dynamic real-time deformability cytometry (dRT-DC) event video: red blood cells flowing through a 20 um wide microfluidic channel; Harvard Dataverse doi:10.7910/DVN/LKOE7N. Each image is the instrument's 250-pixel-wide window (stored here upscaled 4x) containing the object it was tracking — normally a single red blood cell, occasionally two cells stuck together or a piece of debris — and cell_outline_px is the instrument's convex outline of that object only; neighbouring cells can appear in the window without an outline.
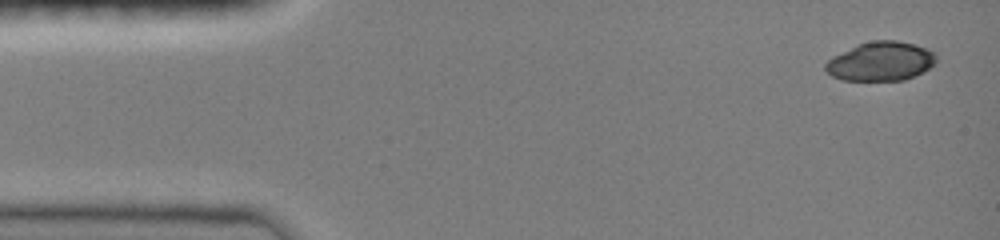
{"species": "common noctule bat (a hibernating species)", "species_latin": "Nyctalus noctula", "temperature_condition": "room temperature", "stored_images_in_passage": 7, "camera_frame_rate_fps": 3000, "um_per_image_px": 0.085, "animal": {"sex": "female", "body_mass_g": 19.0, "forearm_length_mm": 51.5}, "frame": {"image": 1, "passage_image": 1, "time_ms": 0.0, "image_size_px": [1000, 240], "cell_outline_px": [[936, 60], [928, 68], [904, 80], [844, 80], [832, 76], [824, 68], [824, 64], [832, 56], [856, 44], [872, 40], [896, 40], [912, 44], [936, 52]], "centroid_in_image_um": [74.81, 5.2], "position_along_channel_um": 10.2, "area_um2": 25.03}}
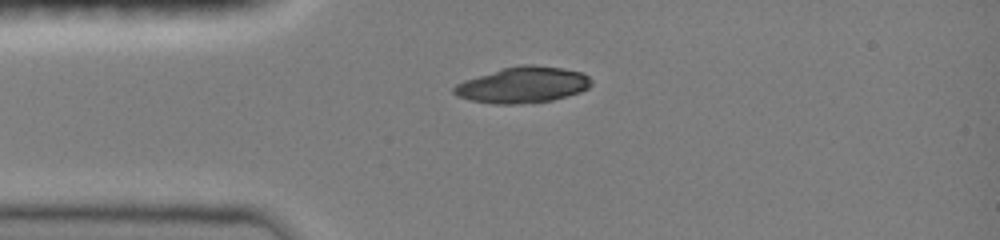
{"frame": {"image": 2, "passage_image": 6, "time_ms": 3.0, "image_size_px": [1000, 240], "cell_outline_px": [[592, 84], [588, 88], [580, 92], [552, 100], [520, 104], [492, 104], [468, 100], [456, 96], [452, 92], [452, 88], [456, 84], [464, 80], [504, 68], [520, 64], [532, 64], [564, 68], [580, 72], [588, 76], [592, 80]], "centroid_in_image_um": [44.42, 7.22], "position_along_channel_um": 40.6, "area_um2": 28.96}}